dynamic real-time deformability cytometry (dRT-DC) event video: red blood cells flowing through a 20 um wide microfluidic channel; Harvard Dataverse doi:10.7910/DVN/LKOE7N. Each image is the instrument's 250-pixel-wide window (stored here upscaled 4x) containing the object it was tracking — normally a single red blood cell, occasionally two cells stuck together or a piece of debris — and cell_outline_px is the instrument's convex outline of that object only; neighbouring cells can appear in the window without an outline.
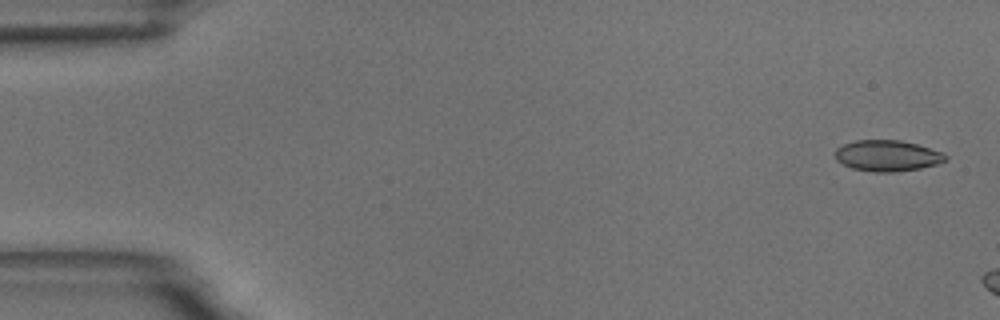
{"species": "common noctule bat (a hibernating species)", "species_latin": "Nyctalus noctula", "temperature_condition": "room temperature", "stored_images_in_passage": 8, "camera_frame_rate_fps": 3000, "um_per_image_px": 0.085, "animal": {"sex": "male", "body_mass_g": 18.8}, "frame": {"image": 1, "passage_image": 2, "time_ms": 0.333, "image_size_px": [1000, 320], "cell_outline_px": [[948, 160], [936, 164], [920, 168], [896, 172], [872, 172], [852, 168], [836, 160], [836, 148], [844, 144], [856, 140], [900, 140], [916, 144], [944, 152], [948, 156]], "centroid_in_image_um": [75.45, 13.24], "position_along_channel_um": 9.5, "area_um2": 20.0}}